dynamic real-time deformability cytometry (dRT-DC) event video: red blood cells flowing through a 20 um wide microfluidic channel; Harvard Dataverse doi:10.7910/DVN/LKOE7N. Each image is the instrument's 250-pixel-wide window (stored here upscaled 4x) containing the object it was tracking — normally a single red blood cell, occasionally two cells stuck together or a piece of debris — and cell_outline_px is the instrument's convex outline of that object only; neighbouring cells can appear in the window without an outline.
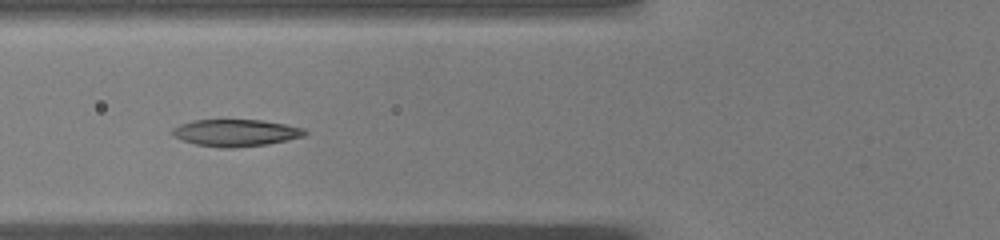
{"species": "common noctule bat (a hibernating species)", "species_latin": "Nyctalus noctula", "temperature_condition": "warm", "stored_images_in_passage": 37, "camera_frame_rate_fps": 3000, "um_per_image_px": 0.085, "animal": {"sex": "male", "body_mass_g": 19.0, "forearm_length_mm": 50.8}, "frame": {"image": 1, "passage_image": 6, "time_ms": 1.667, "image_size_px": [1000, 240], "cell_outline_px": [[308, 132], [304, 136], [288, 140], [268, 144], [232, 148], [220, 148], [196, 144], [172, 136], [172, 128], [180, 124], [192, 120], [264, 120], [304, 128]], "centroid_in_image_um": [20.05, 11.29], "position_along_channel_um": 105.8, "area_um2": 20.87}}
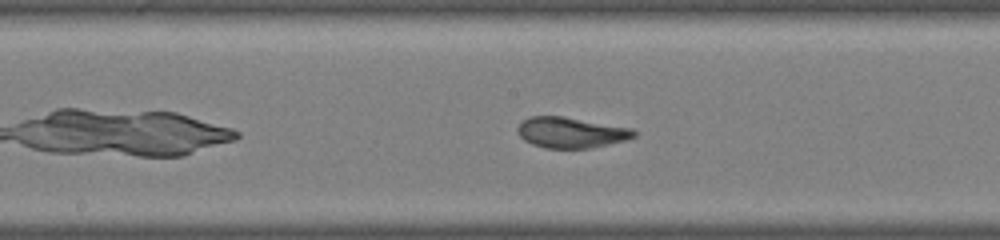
{"frame": {"image": 2, "passage_image": 13, "time_ms": 4.0, "image_size_px": [1000, 240], "cell_outline_px": [[636, 136], [624, 140], [592, 148], [544, 148], [532, 144], [524, 140], [516, 132], [516, 128], [524, 120], [532, 116], [564, 116], [632, 128], [636, 132]], "centroid_in_image_um": [48.52, 11.26], "position_along_channel_um": 199.7, "area_um2": 20.81}}
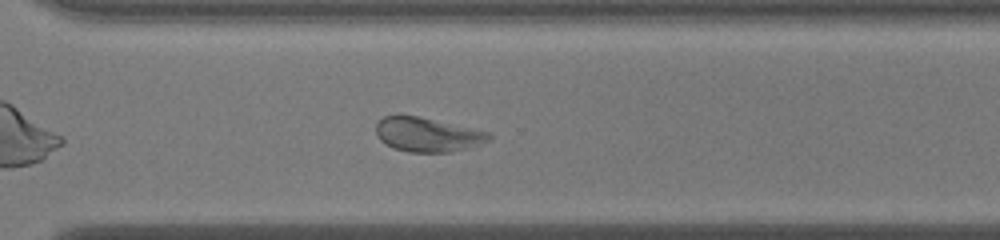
{"frame": {"image": 3, "passage_image": 23, "time_ms": 7.333, "image_size_px": [1000, 240], "cell_outline_px": [[492, 136], [488, 140], [464, 148], [448, 152], [408, 152], [392, 148], [384, 144], [376, 136], [376, 124], [384, 116], [416, 116], [488, 132]], "centroid_in_image_um": [36.24, 11.45], "position_along_channel_um": 334.4, "area_um2": 21.96}, "authors_computed_cell_mechanics": {"area_um2": 21.964, "velocity_mm_per_s": 4.031, "shape_relaxation_time_tau1_ms": 2.3548, "shape_relaxation_time_tau2_ms": 1.3168, "deformation_change_tau1": 0.1427, "deformation_change_tau2": 0.0931}}